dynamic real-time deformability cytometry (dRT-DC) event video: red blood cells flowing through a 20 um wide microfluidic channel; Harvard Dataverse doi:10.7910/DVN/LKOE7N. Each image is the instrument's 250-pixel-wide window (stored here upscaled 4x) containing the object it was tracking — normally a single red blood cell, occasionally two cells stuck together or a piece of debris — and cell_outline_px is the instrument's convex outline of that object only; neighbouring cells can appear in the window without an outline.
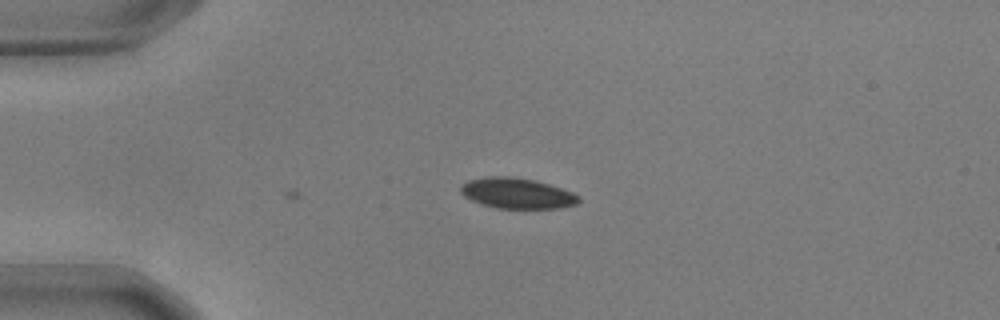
{"species": "common noctule bat (a hibernating species)", "species_latin": "Nyctalus noctula", "temperature_condition": "warm", "stored_images_in_passage": 14, "camera_frame_rate_fps": 3000, "um_per_image_px": 0.085, "animal": {"sex": "male", "body_mass_g": 17.9, "forearm_length_mm": 54.2}, "frame": {"image": 1, "passage_image": 14, "time_ms": 4.333, "image_size_px": [1000, 320], "cell_outline_px": [[580, 200], [576, 204], [556, 208], [496, 208], [472, 200], [464, 196], [460, 192], [460, 188], [468, 180], [484, 176], [508, 176], [536, 180], [572, 192], [580, 196]], "centroid_in_image_um": [43.94, 16.42], "position_along_channel_um": 41.1, "area_um2": 20.87}}